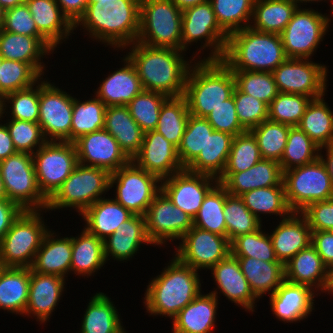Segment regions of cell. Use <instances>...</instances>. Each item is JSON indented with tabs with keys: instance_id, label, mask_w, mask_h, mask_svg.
Masks as SVG:
<instances>
[{
	"instance_id": "d6a6232c",
	"label": "cell",
	"mask_w": 333,
	"mask_h": 333,
	"mask_svg": "<svg viewBox=\"0 0 333 333\" xmlns=\"http://www.w3.org/2000/svg\"><path fill=\"white\" fill-rule=\"evenodd\" d=\"M50 230L45 234L30 269L42 274L67 277L72 260V238L55 239Z\"/></svg>"
},
{
	"instance_id": "4316f807",
	"label": "cell",
	"mask_w": 333,
	"mask_h": 333,
	"mask_svg": "<svg viewBox=\"0 0 333 333\" xmlns=\"http://www.w3.org/2000/svg\"><path fill=\"white\" fill-rule=\"evenodd\" d=\"M210 270L218 289L226 298L242 306L246 311L254 312L255 300L258 298L253 294L243 275L237 257L230 253Z\"/></svg>"
},
{
	"instance_id": "979ff035",
	"label": "cell",
	"mask_w": 333,
	"mask_h": 333,
	"mask_svg": "<svg viewBox=\"0 0 333 333\" xmlns=\"http://www.w3.org/2000/svg\"><path fill=\"white\" fill-rule=\"evenodd\" d=\"M293 1H294L296 4H297V3L299 4L300 2H301V3H303V2L307 3V2H310V1H312V2H313V1H315V2L317 1V2H318V1H322V0H293ZM331 11L333 12V5H332V10H331Z\"/></svg>"
},
{
	"instance_id": "5b68a950",
	"label": "cell",
	"mask_w": 333,
	"mask_h": 333,
	"mask_svg": "<svg viewBox=\"0 0 333 333\" xmlns=\"http://www.w3.org/2000/svg\"><path fill=\"white\" fill-rule=\"evenodd\" d=\"M193 66V67H192ZM235 79L222 60H199L191 64L183 96L190 115L205 118L233 95Z\"/></svg>"
},
{
	"instance_id": "603a6c76",
	"label": "cell",
	"mask_w": 333,
	"mask_h": 333,
	"mask_svg": "<svg viewBox=\"0 0 333 333\" xmlns=\"http://www.w3.org/2000/svg\"><path fill=\"white\" fill-rule=\"evenodd\" d=\"M311 233L309 223L301 212H292L282 218L270 234L277 260L285 265L299 251L307 248L311 244Z\"/></svg>"
},
{
	"instance_id": "8992f818",
	"label": "cell",
	"mask_w": 333,
	"mask_h": 333,
	"mask_svg": "<svg viewBox=\"0 0 333 333\" xmlns=\"http://www.w3.org/2000/svg\"><path fill=\"white\" fill-rule=\"evenodd\" d=\"M182 10L171 0H141L137 42L182 50Z\"/></svg>"
},
{
	"instance_id": "277c9868",
	"label": "cell",
	"mask_w": 333,
	"mask_h": 333,
	"mask_svg": "<svg viewBox=\"0 0 333 333\" xmlns=\"http://www.w3.org/2000/svg\"><path fill=\"white\" fill-rule=\"evenodd\" d=\"M287 58L279 34L247 27L228 35L222 61L231 70L273 72Z\"/></svg>"
},
{
	"instance_id": "11a10c76",
	"label": "cell",
	"mask_w": 333,
	"mask_h": 333,
	"mask_svg": "<svg viewBox=\"0 0 333 333\" xmlns=\"http://www.w3.org/2000/svg\"><path fill=\"white\" fill-rule=\"evenodd\" d=\"M311 100L305 95L279 92L268 106V119L291 127L298 126Z\"/></svg>"
},
{
	"instance_id": "67dfc351",
	"label": "cell",
	"mask_w": 333,
	"mask_h": 333,
	"mask_svg": "<svg viewBox=\"0 0 333 333\" xmlns=\"http://www.w3.org/2000/svg\"><path fill=\"white\" fill-rule=\"evenodd\" d=\"M1 63H2V57L0 56V66H1Z\"/></svg>"
},
{
	"instance_id": "e0dca14e",
	"label": "cell",
	"mask_w": 333,
	"mask_h": 333,
	"mask_svg": "<svg viewBox=\"0 0 333 333\" xmlns=\"http://www.w3.org/2000/svg\"><path fill=\"white\" fill-rule=\"evenodd\" d=\"M175 257L193 269H211L231 253L230 241L193 226L181 239Z\"/></svg>"
},
{
	"instance_id": "681fc988",
	"label": "cell",
	"mask_w": 333,
	"mask_h": 333,
	"mask_svg": "<svg viewBox=\"0 0 333 333\" xmlns=\"http://www.w3.org/2000/svg\"><path fill=\"white\" fill-rule=\"evenodd\" d=\"M209 1L212 5L218 24L228 35L251 25L248 23H250L249 20L252 19L255 0Z\"/></svg>"
},
{
	"instance_id": "83f0119b",
	"label": "cell",
	"mask_w": 333,
	"mask_h": 333,
	"mask_svg": "<svg viewBox=\"0 0 333 333\" xmlns=\"http://www.w3.org/2000/svg\"><path fill=\"white\" fill-rule=\"evenodd\" d=\"M218 292L200 293L174 318L173 333H211L215 326Z\"/></svg>"
},
{
	"instance_id": "680465c9",
	"label": "cell",
	"mask_w": 333,
	"mask_h": 333,
	"mask_svg": "<svg viewBox=\"0 0 333 333\" xmlns=\"http://www.w3.org/2000/svg\"><path fill=\"white\" fill-rule=\"evenodd\" d=\"M262 159L256 138L250 131L233 138L224 172H242Z\"/></svg>"
},
{
	"instance_id": "7dc6e473",
	"label": "cell",
	"mask_w": 333,
	"mask_h": 333,
	"mask_svg": "<svg viewBox=\"0 0 333 333\" xmlns=\"http://www.w3.org/2000/svg\"><path fill=\"white\" fill-rule=\"evenodd\" d=\"M320 147L298 126L290 127L284 153L281 157L282 172L311 163L320 157Z\"/></svg>"
},
{
	"instance_id": "816d5d0a",
	"label": "cell",
	"mask_w": 333,
	"mask_h": 333,
	"mask_svg": "<svg viewBox=\"0 0 333 333\" xmlns=\"http://www.w3.org/2000/svg\"><path fill=\"white\" fill-rule=\"evenodd\" d=\"M214 131L205 118L190 115L180 145L177 148L179 160L186 169L204 150L208 135Z\"/></svg>"
},
{
	"instance_id": "6f0895ef",
	"label": "cell",
	"mask_w": 333,
	"mask_h": 333,
	"mask_svg": "<svg viewBox=\"0 0 333 333\" xmlns=\"http://www.w3.org/2000/svg\"><path fill=\"white\" fill-rule=\"evenodd\" d=\"M261 228L233 239L230 242L231 254L235 257H251L265 262H279L275 256L270 235L264 234Z\"/></svg>"
},
{
	"instance_id": "f546056e",
	"label": "cell",
	"mask_w": 333,
	"mask_h": 333,
	"mask_svg": "<svg viewBox=\"0 0 333 333\" xmlns=\"http://www.w3.org/2000/svg\"><path fill=\"white\" fill-rule=\"evenodd\" d=\"M103 242L106 260L109 259L108 256L118 261L129 260L137 253L143 242V244H152L146 234L145 216L133 214Z\"/></svg>"
},
{
	"instance_id": "11e5206c",
	"label": "cell",
	"mask_w": 333,
	"mask_h": 333,
	"mask_svg": "<svg viewBox=\"0 0 333 333\" xmlns=\"http://www.w3.org/2000/svg\"><path fill=\"white\" fill-rule=\"evenodd\" d=\"M26 0H0V6L4 9H10L18 5L24 4Z\"/></svg>"
},
{
	"instance_id": "be15d7a7",
	"label": "cell",
	"mask_w": 333,
	"mask_h": 333,
	"mask_svg": "<svg viewBox=\"0 0 333 333\" xmlns=\"http://www.w3.org/2000/svg\"><path fill=\"white\" fill-rule=\"evenodd\" d=\"M205 119L210 123L214 130L231 134L234 137L246 132L237 118L233 95L229 99L223 101V104H220L213 109Z\"/></svg>"
},
{
	"instance_id": "b9fcfbb0",
	"label": "cell",
	"mask_w": 333,
	"mask_h": 333,
	"mask_svg": "<svg viewBox=\"0 0 333 333\" xmlns=\"http://www.w3.org/2000/svg\"><path fill=\"white\" fill-rule=\"evenodd\" d=\"M2 198H7L6 192L4 190V185H3V181L0 175V199Z\"/></svg>"
},
{
	"instance_id": "7402d4cb",
	"label": "cell",
	"mask_w": 333,
	"mask_h": 333,
	"mask_svg": "<svg viewBox=\"0 0 333 333\" xmlns=\"http://www.w3.org/2000/svg\"><path fill=\"white\" fill-rule=\"evenodd\" d=\"M283 181L280 163L261 159L250 169L242 172H223L218 182L229 195L241 196L258 188L277 186Z\"/></svg>"
},
{
	"instance_id": "b9f144b4",
	"label": "cell",
	"mask_w": 333,
	"mask_h": 333,
	"mask_svg": "<svg viewBox=\"0 0 333 333\" xmlns=\"http://www.w3.org/2000/svg\"><path fill=\"white\" fill-rule=\"evenodd\" d=\"M298 127L320 148L333 144V112L323 97L310 101Z\"/></svg>"
},
{
	"instance_id": "7bdbcfd3",
	"label": "cell",
	"mask_w": 333,
	"mask_h": 333,
	"mask_svg": "<svg viewBox=\"0 0 333 333\" xmlns=\"http://www.w3.org/2000/svg\"><path fill=\"white\" fill-rule=\"evenodd\" d=\"M251 213L261 222L260 214H276L288 217L293 211L289 208L283 181L277 186L258 188L240 196ZM260 213V214H259Z\"/></svg>"
},
{
	"instance_id": "ab89813d",
	"label": "cell",
	"mask_w": 333,
	"mask_h": 333,
	"mask_svg": "<svg viewBox=\"0 0 333 333\" xmlns=\"http://www.w3.org/2000/svg\"><path fill=\"white\" fill-rule=\"evenodd\" d=\"M87 306L80 333H126L118 310L106 294L96 293Z\"/></svg>"
},
{
	"instance_id": "9c48e42d",
	"label": "cell",
	"mask_w": 333,
	"mask_h": 333,
	"mask_svg": "<svg viewBox=\"0 0 333 333\" xmlns=\"http://www.w3.org/2000/svg\"><path fill=\"white\" fill-rule=\"evenodd\" d=\"M285 197L293 212H302L312 203L333 198V185L321 158L283 172Z\"/></svg>"
},
{
	"instance_id": "7a4b0ae2",
	"label": "cell",
	"mask_w": 333,
	"mask_h": 333,
	"mask_svg": "<svg viewBox=\"0 0 333 333\" xmlns=\"http://www.w3.org/2000/svg\"><path fill=\"white\" fill-rule=\"evenodd\" d=\"M140 3L141 0H116L103 7L98 2L88 3L74 29L80 24L100 42L113 48L128 47L138 39Z\"/></svg>"
},
{
	"instance_id": "a7ac6f4b",
	"label": "cell",
	"mask_w": 333,
	"mask_h": 333,
	"mask_svg": "<svg viewBox=\"0 0 333 333\" xmlns=\"http://www.w3.org/2000/svg\"><path fill=\"white\" fill-rule=\"evenodd\" d=\"M23 210L7 198L0 199V241Z\"/></svg>"
},
{
	"instance_id": "003e7915",
	"label": "cell",
	"mask_w": 333,
	"mask_h": 333,
	"mask_svg": "<svg viewBox=\"0 0 333 333\" xmlns=\"http://www.w3.org/2000/svg\"><path fill=\"white\" fill-rule=\"evenodd\" d=\"M311 245L327 268L333 265V231H312Z\"/></svg>"
},
{
	"instance_id": "7c38bea8",
	"label": "cell",
	"mask_w": 333,
	"mask_h": 333,
	"mask_svg": "<svg viewBox=\"0 0 333 333\" xmlns=\"http://www.w3.org/2000/svg\"><path fill=\"white\" fill-rule=\"evenodd\" d=\"M161 181L131 160L111 173L110 188L117 184L115 200L132 214L145 216L153 199L161 192L158 185Z\"/></svg>"
},
{
	"instance_id": "d590c367",
	"label": "cell",
	"mask_w": 333,
	"mask_h": 333,
	"mask_svg": "<svg viewBox=\"0 0 333 333\" xmlns=\"http://www.w3.org/2000/svg\"><path fill=\"white\" fill-rule=\"evenodd\" d=\"M30 268L0 269V309L24 316L29 297Z\"/></svg>"
},
{
	"instance_id": "ee69618b",
	"label": "cell",
	"mask_w": 333,
	"mask_h": 333,
	"mask_svg": "<svg viewBox=\"0 0 333 333\" xmlns=\"http://www.w3.org/2000/svg\"><path fill=\"white\" fill-rule=\"evenodd\" d=\"M190 113L185 97H168L161 106L155 129L177 148L181 143Z\"/></svg>"
},
{
	"instance_id": "deb4b68c",
	"label": "cell",
	"mask_w": 333,
	"mask_h": 333,
	"mask_svg": "<svg viewBox=\"0 0 333 333\" xmlns=\"http://www.w3.org/2000/svg\"><path fill=\"white\" fill-rule=\"evenodd\" d=\"M3 116L2 114V97L0 96V119Z\"/></svg>"
},
{
	"instance_id": "2644e50d",
	"label": "cell",
	"mask_w": 333,
	"mask_h": 333,
	"mask_svg": "<svg viewBox=\"0 0 333 333\" xmlns=\"http://www.w3.org/2000/svg\"><path fill=\"white\" fill-rule=\"evenodd\" d=\"M12 138L6 124H0V161L7 159L9 156L16 153Z\"/></svg>"
},
{
	"instance_id": "753ad0ef",
	"label": "cell",
	"mask_w": 333,
	"mask_h": 333,
	"mask_svg": "<svg viewBox=\"0 0 333 333\" xmlns=\"http://www.w3.org/2000/svg\"><path fill=\"white\" fill-rule=\"evenodd\" d=\"M180 10H185L187 8L199 5L208 0H171Z\"/></svg>"
},
{
	"instance_id": "d6986e66",
	"label": "cell",
	"mask_w": 333,
	"mask_h": 333,
	"mask_svg": "<svg viewBox=\"0 0 333 333\" xmlns=\"http://www.w3.org/2000/svg\"><path fill=\"white\" fill-rule=\"evenodd\" d=\"M218 183V179L213 176L192 173L184 169L170 177L162 179L160 185L161 191L173 204L194 219L206 195Z\"/></svg>"
},
{
	"instance_id": "8d00e7d4",
	"label": "cell",
	"mask_w": 333,
	"mask_h": 333,
	"mask_svg": "<svg viewBox=\"0 0 333 333\" xmlns=\"http://www.w3.org/2000/svg\"><path fill=\"white\" fill-rule=\"evenodd\" d=\"M237 260L257 298L268 291L273 294L285 280V265L281 262H265L251 257H237Z\"/></svg>"
},
{
	"instance_id": "94428289",
	"label": "cell",
	"mask_w": 333,
	"mask_h": 333,
	"mask_svg": "<svg viewBox=\"0 0 333 333\" xmlns=\"http://www.w3.org/2000/svg\"><path fill=\"white\" fill-rule=\"evenodd\" d=\"M8 121L6 126L17 152L34 154L37 145L38 149L47 142L38 123L17 119Z\"/></svg>"
},
{
	"instance_id": "484cf974",
	"label": "cell",
	"mask_w": 333,
	"mask_h": 333,
	"mask_svg": "<svg viewBox=\"0 0 333 333\" xmlns=\"http://www.w3.org/2000/svg\"><path fill=\"white\" fill-rule=\"evenodd\" d=\"M65 278L54 274H42L30 269L29 297L24 314L37 317L40 323L50 319L63 293Z\"/></svg>"
},
{
	"instance_id": "09005b40",
	"label": "cell",
	"mask_w": 333,
	"mask_h": 333,
	"mask_svg": "<svg viewBox=\"0 0 333 333\" xmlns=\"http://www.w3.org/2000/svg\"><path fill=\"white\" fill-rule=\"evenodd\" d=\"M4 13L5 10L0 6V29H2L4 23Z\"/></svg>"
},
{
	"instance_id": "3957f363",
	"label": "cell",
	"mask_w": 333,
	"mask_h": 333,
	"mask_svg": "<svg viewBox=\"0 0 333 333\" xmlns=\"http://www.w3.org/2000/svg\"><path fill=\"white\" fill-rule=\"evenodd\" d=\"M198 270L180 262L175 256L163 272L147 286L144 304L151 315L173 319L201 293Z\"/></svg>"
},
{
	"instance_id": "2a66077c",
	"label": "cell",
	"mask_w": 333,
	"mask_h": 333,
	"mask_svg": "<svg viewBox=\"0 0 333 333\" xmlns=\"http://www.w3.org/2000/svg\"><path fill=\"white\" fill-rule=\"evenodd\" d=\"M116 0H88L89 3H95L98 2L101 4V6H105L106 4H109L110 2H115Z\"/></svg>"
},
{
	"instance_id": "03108f58",
	"label": "cell",
	"mask_w": 333,
	"mask_h": 333,
	"mask_svg": "<svg viewBox=\"0 0 333 333\" xmlns=\"http://www.w3.org/2000/svg\"><path fill=\"white\" fill-rule=\"evenodd\" d=\"M301 213L306 217L311 232L333 230V198L312 203Z\"/></svg>"
},
{
	"instance_id": "2e32d148",
	"label": "cell",
	"mask_w": 333,
	"mask_h": 333,
	"mask_svg": "<svg viewBox=\"0 0 333 333\" xmlns=\"http://www.w3.org/2000/svg\"><path fill=\"white\" fill-rule=\"evenodd\" d=\"M72 111V96L47 80L41 81L38 124L47 141L71 142Z\"/></svg>"
},
{
	"instance_id": "4fadbf2b",
	"label": "cell",
	"mask_w": 333,
	"mask_h": 333,
	"mask_svg": "<svg viewBox=\"0 0 333 333\" xmlns=\"http://www.w3.org/2000/svg\"><path fill=\"white\" fill-rule=\"evenodd\" d=\"M328 16L314 9L297 8L280 34L288 58L309 59L328 31Z\"/></svg>"
},
{
	"instance_id": "8fae6325",
	"label": "cell",
	"mask_w": 333,
	"mask_h": 333,
	"mask_svg": "<svg viewBox=\"0 0 333 333\" xmlns=\"http://www.w3.org/2000/svg\"><path fill=\"white\" fill-rule=\"evenodd\" d=\"M32 157L39 190L47 200L78 164L74 142L47 141Z\"/></svg>"
},
{
	"instance_id": "1f68e13d",
	"label": "cell",
	"mask_w": 333,
	"mask_h": 333,
	"mask_svg": "<svg viewBox=\"0 0 333 333\" xmlns=\"http://www.w3.org/2000/svg\"><path fill=\"white\" fill-rule=\"evenodd\" d=\"M104 129L117 140L125 155L133 160L141 148L144 131L133 119L128 107L124 105L107 106Z\"/></svg>"
},
{
	"instance_id": "4dcf8cb0",
	"label": "cell",
	"mask_w": 333,
	"mask_h": 333,
	"mask_svg": "<svg viewBox=\"0 0 333 333\" xmlns=\"http://www.w3.org/2000/svg\"><path fill=\"white\" fill-rule=\"evenodd\" d=\"M39 33L55 48L69 38L74 25L62 13L56 0H26Z\"/></svg>"
},
{
	"instance_id": "f5cc1de1",
	"label": "cell",
	"mask_w": 333,
	"mask_h": 333,
	"mask_svg": "<svg viewBox=\"0 0 333 333\" xmlns=\"http://www.w3.org/2000/svg\"><path fill=\"white\" fill-rule=\"evenodd\" d=\"M235 87L248 95L263 101L268 106L279 91L272 72L232 70Z\"/></svg>"
},
{
	"instance_id": "6125c7cd",
	"label": "cell",
	"mask_w": 333,
	"mask_h": 333,
	"mask_svg": "<svg viewBox=\"0 0 333 333\" xmlns=\"http://www.w3.org/2000/svg\"><path fill=\"white\" fill-rule=\"evenodd\" d=\"M233 96L237 118L246 131L268 119V105L263 101L239 91L236 87Z\"/></svg>"
},
{
	"instance_id": "6da1fadb",
	"label": "cell",
	"mask_w": 333,
	"mask_h": 333,
	"mask_svg": "<svg viewBox=\"0 0 333 333\" xmlns=\"http://www.w3.org/2000/svg\"><path fill=\"white\" fill-rule=\"evenodd\" d=\"M129 46H132L131 52L125 56L134 64L144 90L168 97L184 94L191 65L184 60L182 50L151 47L137 41Z\"/></svg>"
},
{
	"instance_id": "f1b7e54d",
	"label": "cell",
	"mask_w": 333,
	"mask_h": 333,
	"mask_svg": "<svg viewBox=\"0 0 333 333\" xmlns=\"http://www.w3.org/2000/svg\"><path fill=\"white\" fill-rule=\"evenodd\" d=\"M123 61L126 65L108 75L96 91L95 97L106 106H126L144 90L134 64L127 56Z\"/></svg>"
},
{
	"instance_id": "836d02e7",
	"label": "cell",
	"mask_w": 333,
	"mask_h": 333,
	"mask_svg": "<svg viewBox=\"0 0 333 333\" xmlns=\"http://www.w3.org/2000/svg\"><path fill=\"white\" fill-rule=\"evenodd\" d=\"M327 269L320 255L310 244L285 264V280L308 286L313 290L319 288L322 292L327 281Z\"/></svg>"
},
{
	"instance_id": "ac0fdd59",
	"label": "cell",
	"mask_w": 333,
	"mask_h": 333,
	"mask_svg": "<svg viewBox=\"0 0 333 333\" xmlns=\"http://www.w3.org/2000/svg\"><path fill=\"white\" fill-rule=\"evenodd\" d=\"M146 234L153 245L181 239L192 227L193 218L176 207L161 191L145 214Z\"/></svg>"
},
{
	"instance_id": "9f6ffc18",
	"label": "cell",
	"mask_w": 333,
	"mask_h": 333,
	"mask_svg": "<svg viewBox=\"0 0 333 333\" xmlns=\"http://www.w3.org/2000/svg\"><path fill=\"white\" fill-rule=\"evenodd\" d=\"M40 79L43 78L29 64L2 58L0 96L37 85Z\"/></svg>"
},
{
	"instance_id": "cb8c5ba5",
	"label": "cell",
	"mask_w": 333,
	"mask_h": 333,
	"mask_svg": "<svg viewBox=\"0 0 333 333\" xmlns=\"http://www.w3.org/2000/svg\"><path fill=\"white\" fill-rule=\"evenodd\" d=\"M312 288L284 280L277 290L270 294V305L277 319L297 322L311 314L314 304Z\"/></svg>"
},
{
	"instance_id": "e7e4bbea",
	"label": "cell",
	"mask_w": 333,
	"mask_h": 333,
	"mask_svg": "<svg viewBox=\"0 0 333 333\" xmlns=\"http://www.w3.org/2000/svg\"><path fill=\"white\" fill-rule=\"evenodd\" d=\"M2 30L31 37H43L26 3L5 10Z\"/></svg>"
},
{
	"instance_id": "30bf717a",
	"label": "cell",
	"mask_w": 333,
	"mask_h": 333,
	"mask_svg": "<svg viewBox=\"0 0 333 333\" xmlns=\"http://www.w3.org/2000/svg\"><path fill=\"white\" fill-rule=\"evenodd\" d=\"M0 175L7 199L22 210H46L48 200L39 190L32 154L16 152L0 161Z\"/></svg>"
},
{
	"instance_id": "60d3db41",
	"label": "cell",
	"mask_w": 333,
	"mask_h": 333,
	"mask_svg": "<svg viewBox=\"0 0 333 333\" xmlns=\"http://www.w3.org/2000/svg\"><path fill=\"white\" fill-rule=\"evenodd\" d=\"M72 238V260L70 271L76 275L90 276L106 262L104 242L85 228L80 236Z\"/></svg>"
},
{
	"instance_id": "89a4df30",
	"label": "cell",
	"mask_w": 333,
	"mask_h": 333,
	"mask_svg": "<svg viewBox=\"0 0 333 333\" xmlns=\"http://www.w3.org/2000/svg\"><path fill=\"white\" fill-rule=\"evenodd\" d=\"M62 13L75 25L85 14L88 0H56Z\"/></svg>"
},
{
	"instance_id": "bcb514c9",
	"label": "cell",
	"mask_w": 333,
	"mask_h": 333,
	"mask_svg": "<svg viewBox=\"0 0 333 333\" xmlns=\"http://www.w3.org/2000/svg\"><path fill=\"white\" fill-rule=\"evenodd\" d=\"M225 188L218 183L205 197L193 226L227 237L224 219Z\"/></svg>"
},
{
	"instance_id": "44dd1931",
	"label": "cell",
	"mask_w": 333,
	"mask_h": 333,
	"mask_svg": "<svg viewBox=\"0 0 333 333\" xmlns=\"http://www.w3.org/2000/svg\"><path fill=\"white\" fill-rule=\"evenodd\" d=\"M132 161L161 180L184 170L177 147L155 130L144 132L141 148Z\"/></svg>"
},
{
	"instance_id": "f907efd6",
	"label": "cell",
	"mask_w": 333,
	"mask_h": 333,
	"mask_svg": "<svg viewBox=\"0 0 333 333\" xmlns=\"http://www.w3.org/2000/svg\"><path fill=\"white\" fill-rule=\"evenodd\" d=\"M224 219L227 238L231 242L236 237L255 232L261 222L251 213L240 196L229 195L225 189Z\"/></svg>"
},
{
	"instance_id": "ffe728a7",
	"label": "cell",
	"mask_w": 333,
	"mask_h": 333,
	"mask_svg": "<svg viewBox=\"0 0 333 333\" xmlns=\"http://www.w3.org/2000/svg\"><path fill=\"white\" fill-rule=\"evenodd\" d=\"M74 145L79 164L99 167L110 174L131 161L117 140L104 128L80 136Z\"/></svg>"
},
{
	"instance_id": "f6af8a7d",
	"label": "cell",
	"mask_w": 333,
	"mask_h": 333,
	"mask_svg": "<svg viewBox=\"0 0 333 333\" xmlns=\"http://www.w3.org/2000/svg\"><path fill=\"white\" fill-rule=\"evenodd\" d=\"M106 105L97 97L81 102L73 97L71 142L104 128Z\"/></svg>"
},
{
	"instance_id": "5bb4252c",
	"label": "cell",
	"mask_w": 333,
	"mask_h": 333,
	"mask_svg": "<svg viewBox=\"0 0 333 333\" xmlns=\"http://www.w3.org/2000/svg\"><path fill=\"white\" fill-rule=\"evenodd\" d=\"M181 27L182 51H186L190 43L204 38L205 43L201 50L206 47L212 48L206 60H222L228 34L218 24L209 0L183 10Z\"/></svg>"
},
{
	"instance_id": "db71d44e",
	"label": "cell",
	"mask_w": 333,
	"mask_h": 333,
	"mask_svg": "<svg viewBox=\"0 0 333 333\" xmlns=\"http://www.w3.org/2000/svg\"><path fill=\"white\" fill-rule=\"evenodd\" d=\"M167 98L163 93L143 90L126 106L141 129L147 132L156 129L161 106Z\"/></svg>"
},
{
	"instance_id": "ba28073f",
	"label": "cell",
	"mask_w": 333,
	"mask_h": 333,
	"mask_svg": "<svg viewBox=\"0 0 333 333\" xmlns=\"http://www.w3.org/2000/svg\"><path fill=\"white\" fill-rule=\"evenodd\" d=\"M110 175L105 169L78 163L70 176L48 200L46 209L72 207L81 215L102 198L103 193L110 190Z\"/></svg>"
},
{
	"instance_id": "9a60e30c",
	"label": "cell",
	"mask_w": 333,
	"mask_h": 333,
	"mask_svg": "<svg viewBox=\"0 0 333 333\" xmlns=\"http://www.w3.org/2000/svg\"><path fill=\"white\" fill-rule=\"evenodd\" d=\"M309 60L287 58L272 72L279 92L301 94L312 100L325 95L327 68Z\"/></svg>"
},
{
	"instance_id": "c3c4849f",
	"label": "cell",
	"mask_w": 333,
	"mask_h": 333,
	"mask_svg": "<svg viewBox=\"0 0 333 333\" xmlns=\"http://www.w3.org/2000/svg\"><path fill=\"white\" fill-rule=\"evenodd\" d=\"M290 127L267 119L250 130L256 138L262 159L274 160L280 163Z\"/></svg>"
},
{
	"instance_id": "e575fe53",
	"label": "cell",
	"mask_w": 333,
	"mask_h": 333,
	"mask_svg": "<svg viewBox=\"0 0 333 333\" xmlns=\"http://www.w3.org/2000/svg\"><path fill=\"white\" fill-rule=\"evenodd\" d=\"M81 215L86 221L84 228L89 233L105 240L120 228L121 223H124L133 214L115 199H105L103 197L87 208Z\"/></svg>"
},
{
	"instance_id": "f35d334b",
	"label": "cell",
	"mask_w": 333,
	"mask_h": 333,
	"mask_svg": "<svg viewBox=\"0 0 333 333\" xmlns=\"http://www.w3.org/2000/svg\"><path fill=\"white\" fill-rule=\"evenodd\" d=\"M299 7L293 0H255L249 27L267 33L281 34Z\"/></svg>"
},
{
	"instance_id": "d4e9b609",
	"label": "cell",
	"mask_w": 333,
	"mask_h": 333,
	"mask_svg": "<svg viewBox=\"0 0 333 333\" xmlns=\"http://www.w3.org/2000/svg\"><path fill=\"white\" fill-rule=\"evenodd\" d=\"M55 48L44 37H31L0 29V56L3 59L29 64L40 76L45 66L41 57Z\"/></svg>"
},
{
	"instance_id": "52a82bcc",
	"label": "cell",
	"mask_w": 333,
	"mask_h": 333,
	"mask_svg": "<svg viewBox=\"0 0 333 333\" xmlns=\"http://www.w3.org/2000/svg\"><path fill=\"white\" fill-rule=\"evenodd\" d=\"M40 210H23L0 241L2 267L32 266L45 234L49 231Z\"/></svg>"
},
{
	"instance_id": "91938a15",
	"label": "cell",
	"mask_w": 333,
	"mask_h": 333,
	"mask_svg": "<svg viewBox=\"0 0 333 333\" xmlns=\"http://www.w3.org/2000/svg\"><path fill=\"white\" fill-rule=\"evenodd\" d=\"M39 81L35 85L6 94L2 98V114L6 111V103L10 102V119L23 120L38 123L39 120Z\"/></svg>"
},
{
	"instance_id": "34e18365",
	"label": "cell",
	"mask_w": 333,
	"mask_h": 333,
	"mask_svg": "<svg viewBox=\"0 0 333 333\" xmlns=\"http://www.w3.org/2000/svg\"><path fill=\"white\" fill-rule=\"evenodd\" d=\"M323 292L333 294V265L327 269V281Z\"/></svg>"
},
{
	"instance_id": "74e56055",
	"label": "cell",
	"mask_w": 333,
	"mask_h": 333,
	"mask_svg": "<svg viewBox=\"0 0 333 333\" xmlns=\"http://www.w3.org/2000/svg\"><path fill=\"white\" fill-rule=\"evenodd\" d=\"M233 138L231 134L214 130L208 135L204 150H201L186 170L218 179L225 170Z\"/></svg>"
},
{
	"instance_id": "8c879c8a",
	"label": "cell",
	"mask_w": 333,
	"mask_h": 333,
	"mask_svg": "<svg viewBox=\"0 0 333 333\" xmlns=\"http://www.w3.org/2000/svg\"><path fill=\"white\" fill-rule=\"evenodd\" d=\"M323 148L327 149L326 158L324 159L321 152H320V158L327 168V172L330 176V180L332 181V185H333V144H329L327 146L321 147L320 150H322Z\"/></svg>"
}]
</instances>
